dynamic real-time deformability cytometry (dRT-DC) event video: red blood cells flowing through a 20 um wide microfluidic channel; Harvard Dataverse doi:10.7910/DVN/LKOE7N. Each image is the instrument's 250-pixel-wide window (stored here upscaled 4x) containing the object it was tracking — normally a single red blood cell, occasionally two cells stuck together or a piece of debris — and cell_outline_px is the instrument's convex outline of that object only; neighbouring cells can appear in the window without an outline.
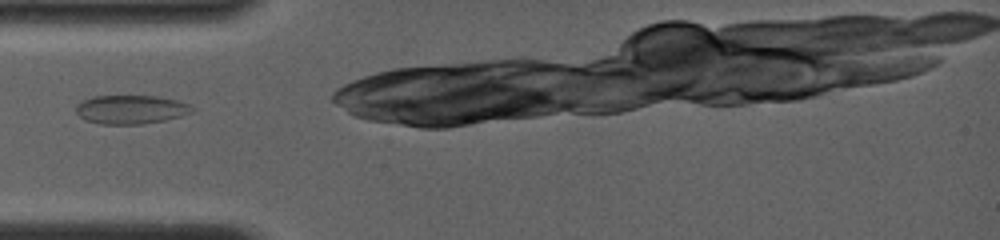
{"species": "common noctule bat (a hibernating species)", "species_latin": "Nyctalus noctula", "temperature_condition": "room temperature", "stored_images_in_passage": 6, "camera_frame_rate_fps": 4000, "um_per_image_px": 0.085, "animal": {"sex": "female", "body_mass_g": 19.0, "forearm_length_mm": 56.7}, "frame": {"image": 1, "passage_image": 1, "time_ms": 0.0, "image_size_px": [1000, 240], "cell_outline_px": [[196, 108], [192, 112], [180, 116], [164, 120], [140, 124], [100, 124], [84, 120], [76, 112], [76, 104], [92, 96], [156, 96], [176, 100], [188, 104]], "centroid_in_image_um": [11.11, 9.31], "position_along_channel_um": 73.9, "area_um2": 19.42}}
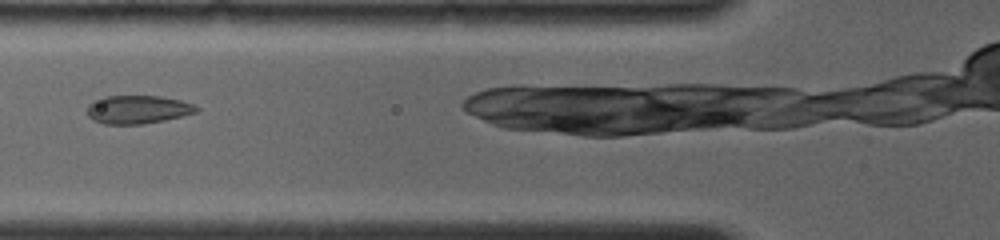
{"frame": {"image": 2, "passage_image": 2, "time_ms": 1.0, "image_size_px": [1000, 240], "cell_outline_px": [[200, 108], [196, 112], [164, 120], [144, 124], [104, 124], [92, 120], [88, 116], [88, 104], [92, 100], [104, 96], [160, 96], [180, 100], [192, 104]], "centroid_in_image_um": [11.66, 9.3], "position_along_channel_um": 114.1, "area_um2": 18.03}}
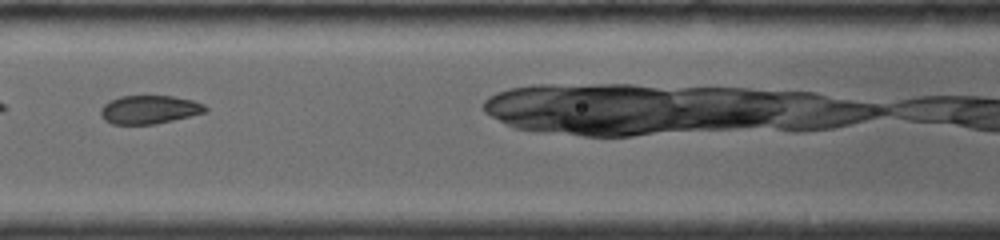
{"frame": {"image": 3, "passage_image": 3, "time_ms": 2.0, "image_size_px": [1000, 240], "cell_outline_px": [[208, 112], [156, 124], [112, 124], [104, 120], [100, 116], [100, 108], [108, 100], [120, 96], [172, 96], [192, 100], [204, 104], [208, 108]], "centroid_in_image_um": [12.68, 9.31], "position_along_channel_um": 153.9, "area_um2": 17.57}}